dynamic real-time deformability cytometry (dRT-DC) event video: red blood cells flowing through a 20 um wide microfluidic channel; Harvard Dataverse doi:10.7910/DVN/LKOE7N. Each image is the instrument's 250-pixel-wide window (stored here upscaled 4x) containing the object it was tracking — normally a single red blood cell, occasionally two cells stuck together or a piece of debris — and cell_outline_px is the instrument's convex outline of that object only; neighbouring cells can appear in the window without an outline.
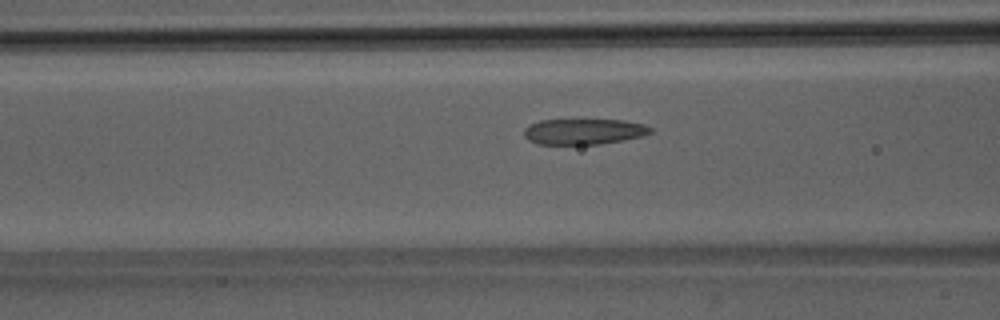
{"species": "Egyptian fruit bat (a non-hibernating species)", "species_latin": "Rousettus aegyptiacus", "temperature_condition": "room temperature", "stored_images_in_passage": 3, "camera_frame_rate_fps": 3000, "um_per_image_px": 0.085, "animal": {"sex": "male"}, "frame": {"image": 1, "passage_image": 3, "time_ms": 3.0, "image_size_px": [1000, 320], "cell_outline_px": [[652, 132], [640, 136], [624, 140], [600, 144], [536, 144], [528, 140], [524, 136], [524, 128], [540, 120], [624, 120], [644, 124], [652, 128]], "centroid_in_image_um": [49.61, 11.18], "position_along_channel_um": 117.0, "area_um2": 18.9}}